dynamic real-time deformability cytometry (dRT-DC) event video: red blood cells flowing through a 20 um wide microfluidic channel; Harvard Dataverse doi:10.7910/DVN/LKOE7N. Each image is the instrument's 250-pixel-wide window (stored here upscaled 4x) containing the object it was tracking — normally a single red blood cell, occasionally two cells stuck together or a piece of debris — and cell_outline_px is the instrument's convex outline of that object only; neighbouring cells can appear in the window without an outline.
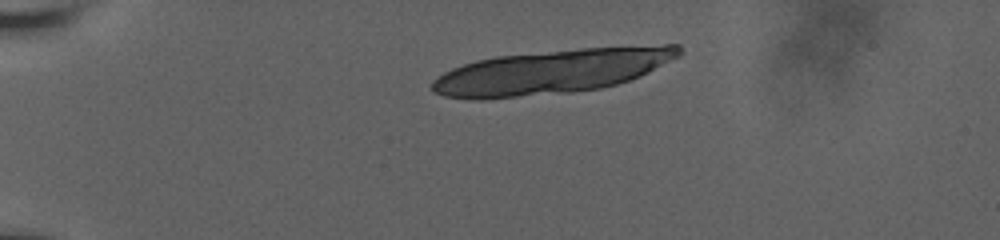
{"species": "human", "species_latin": "Homo sapiens", "temperature_condition": "room temperature", "stored_images_in_passage": 6, "camera_frame_rate_fps": 3000, "um_per_image_px": 0.085, "donor": {"sex": "male"}, "frame": {"image": 1, "passage_image": 1, "time_ms": 0.0, "image_size_px": [1000, 240], "cell_outline_px": [[684, 52], [680, 56], [640, 76], [616, 84], [600, 88], [572, 92], [484, 100], [476, 100], [444, 96], [432, 92], [432, 80], [436, 76], [452, 68], [476, 60], [496, 56], [580, 48], [664, 44], [680, 44]], "centroid_in_image_um": [46.9, 6.08], "position_along_channel_um": 38.1, "area_um2": 64.27}}